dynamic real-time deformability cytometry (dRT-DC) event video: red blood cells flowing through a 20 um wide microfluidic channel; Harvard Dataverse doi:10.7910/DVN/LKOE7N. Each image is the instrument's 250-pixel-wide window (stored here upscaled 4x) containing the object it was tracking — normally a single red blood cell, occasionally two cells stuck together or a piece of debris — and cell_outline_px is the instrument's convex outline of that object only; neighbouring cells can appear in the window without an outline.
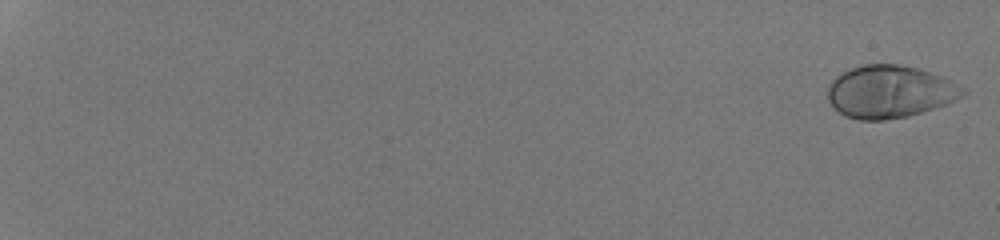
{"species": "human", "species_latin": "Homo sapiens", "temperature_condition": "room temperature", "stored_images_in_passage": 53, "camera_frame_rate_fps": 3000, "um_per_image_px": 0.085, "donor": {"sex": "male"}, "frame": {"image": 1, "passage_image": 1, "time_ms": 0.0, "image_size_px": [1000, 240], "cell_outline_px": [[968, 92], [944, 104], [908, 116], [884, 120], [860, 120], [844, 116], [828, 100], [828, 84], [840, 72], [864, 64], [900, 64], [916, 68], [944, 76], [968, 88]], "centroid_in_image_um": [75.63, 7.78], "position_along_channel_um": 9.4, "area_um2": 41.38}}
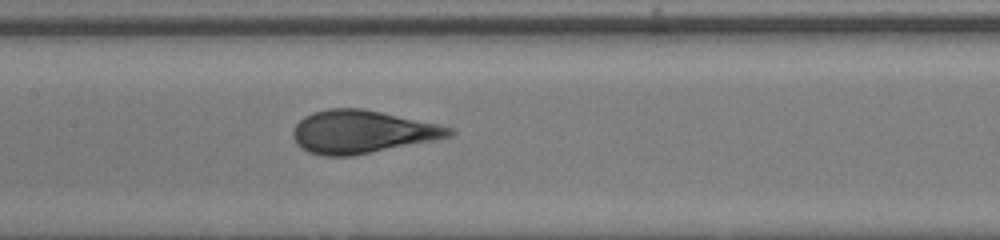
{"frame": {"image": 2, "passage_image": 31, "time_ms": 10.0, "image_size_px": [1000, 240], "cell_outline_px": [[456, 132], [452, 136], [436, 140], [352, 156], [324, 156], [308, 152], [300, 148], [296, 144], [292, 136], [292, 132], [296, 124], [304, 116], [312, 112], [328, 108], [364, 108], [456, 128]], "centroid_in_image_um": [30.77, 11.2], "position_along_channel_um": 176.6, "area_um2": 39.48}}
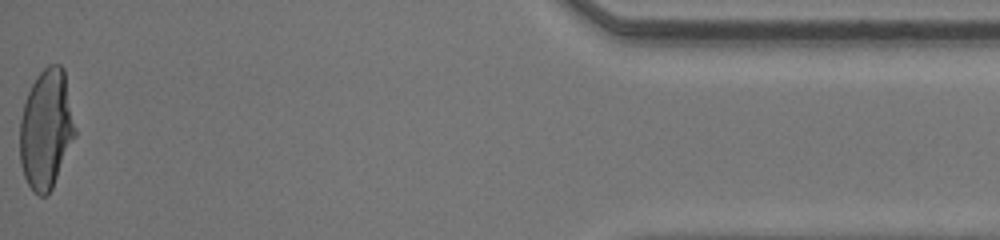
{"frame": {"image": 3, "passage_image": 53, "time_ms": 17.333, "image_size_px": [1000, 240], "cell_outline_px": [[76, 136], [52, 188], [44, 196], [40, 196], [28, 184], [24, 176], [20, 164], [20, 120], [24, 104], [28, 92], [36, 76], [48, 64], [60, 64], [64, 68], [76, 128]], "centroid_in_image_um": [3.94, 10.95], "position_along_channel_um": 431.3, "area_um2": 38.49}, "authors_computed_cell_mechanics": {"area_um2": 39.015, "velocity_mm_per_s": 4.3112, "shape_relaxation_time_tau1_ms": 4.9914, "shape_relaxation_time_tau2_ms": null, "deformation_change_tau1": 0.2473, "deformation_change_tau2": null}}